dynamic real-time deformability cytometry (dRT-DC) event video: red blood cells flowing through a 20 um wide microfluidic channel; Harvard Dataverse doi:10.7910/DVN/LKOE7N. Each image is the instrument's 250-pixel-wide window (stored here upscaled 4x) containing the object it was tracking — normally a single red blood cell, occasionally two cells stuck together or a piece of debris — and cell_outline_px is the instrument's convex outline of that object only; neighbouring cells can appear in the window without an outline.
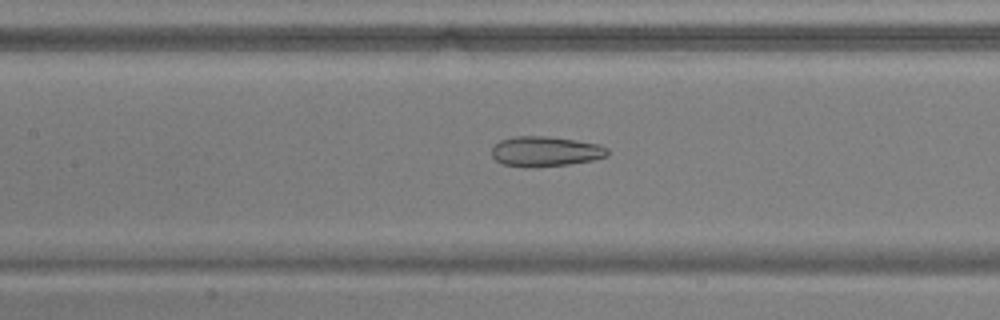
{"species": "common noctule bat (a hibernating species)", "species_latin": "Nyctalus noctula", "temperature_condition": "warm", "stored_images_in_passage": 36, "camera_frame_rate_fps": 3000, "um_per_image_px": 0.085, "animal": {"sex": "male", "body_mass_g": 17.9, "forearm_length_mm": 54.2}, "frame": {"image": 1, "passage_image": 8, "time_ms": 2.333, "image_size_px": [1000, 320], "cell_outline_px": [[608, 156], [592, 160], [568, 164], [536, 168], [528, 168], [504, 164], [496, 160], [492, 156], [492, 148], [500, 140], [516, 136], [544, 136], [576, 140], [600, 144], [608, 148]], "centroid_in_image_um": [46.37, 12.88], "position_along_channel_um": 161.0, "area_um2": 20.4}}
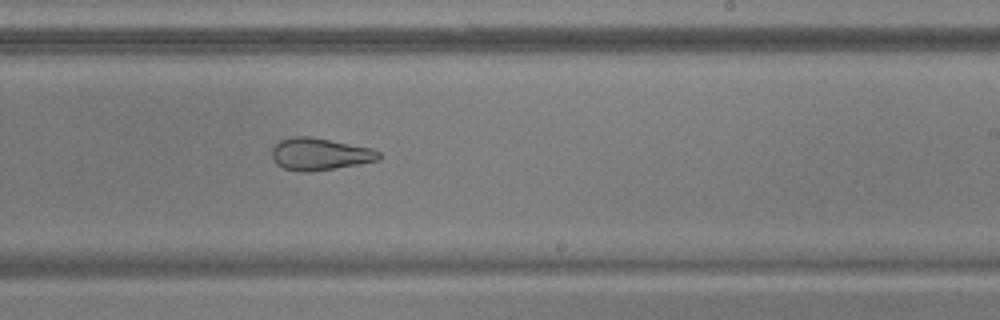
{"frame": {"image": 2, "passage_image": 16, "time_ms": 5.0, "image_size_px": [1000, 320], "cell_outline_px": [[380, 160], [336, 168], [308, 172], [300, 172], [284, 168], [276, 164], [272, 160], [272, 148], [280, 140], [292, 136], [308, 136], [372, 148], [380, 152]], "centroid_in_image_um": [27.16, 13.1], "position_along_channel_um": 261.8, "area_um2": 20.06}}
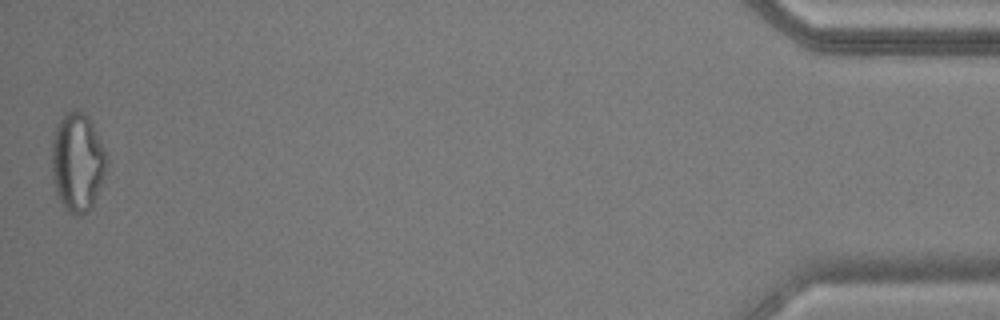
{"frame": {"image": 3, "passage_image": 36, "time_ms": 11.667, "image_size_px": [1000, 320], "cell_outline_px": [[108, 160], [92, 208], [88, 212], [80, 216], [68, 212], [64, 208], [56, 196], [52, 172], [52, 140], [56, 124], [64, 112], [76, 108], [84, 112], [88, 116], [104, 148]], "centroid_in_image_um": [6.55, 13.77], "position_along_channel_um": 428.6, "area_um2": 31.79}, "authors_computed_cell_mechanics": {"area_um2": 21.7617, "velocity_mm_per_s": 3.8023, "shape_relaxation_time_tau1_ms": null, "shape_relaxation_time_tau2_ms": 2.0315, "deformation_change_tau1": null, "deformation_change_tau2": 0.1069}}